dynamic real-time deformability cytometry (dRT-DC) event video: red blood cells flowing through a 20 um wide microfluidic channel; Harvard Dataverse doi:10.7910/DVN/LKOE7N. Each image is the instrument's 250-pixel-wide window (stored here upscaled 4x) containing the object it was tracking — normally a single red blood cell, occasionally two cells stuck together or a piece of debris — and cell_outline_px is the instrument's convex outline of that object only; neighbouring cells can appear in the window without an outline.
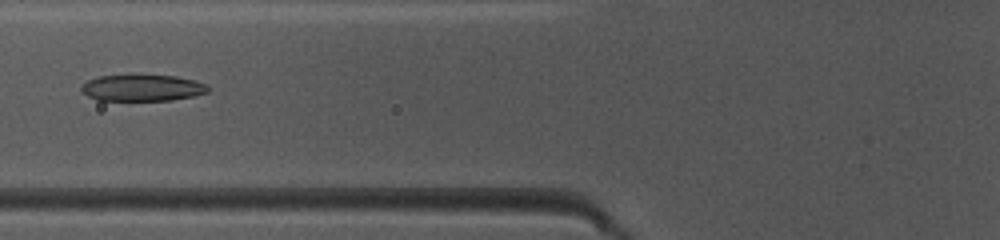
{"species": "common noctule bat (a hibernating species)", "species_latin": "Nyctalus noctula", "temperature_condition": "warm", "stored_images_in_passage": 35, "camera_frame_rate_fps": 3000, "um_per_image_px": 0.085, "animal": {"sex": "female", "body_mass_g": 10.0, "forearm_length_mm": 53.1}, "frame": {"image": 1, "passage_image": 6, "time_ms": 1.667, "image_size_px": [1000, 240], "cell_outline_px": [[208, 92], [192, 96], [172, 100], [96, 100], [88, 96], [80, 88], [88, 80], [100, 76], [176, 76], [196, 80], [208, 84]], "centroid_in_image_um": [12.13, 7.48], "position_along_channel_um": 113.7, "area_um2": 19.19}}
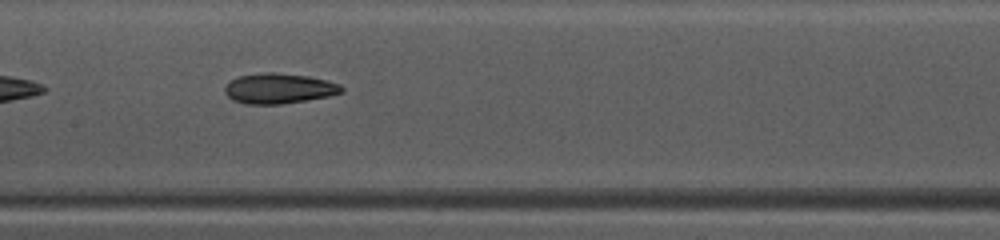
{"frame": {"image": 2, "passage_image": 11, "time_ms": 3.333, "image_size_px": [1000, 240], "cell_outline_px": [[344, 92], [332, 96], [280, 104], [244, 104], [232, 100], [224, 92], [224, 88], [232, 80], [240, 76], [268, 72], [272, 72], [308, 76], [340, 84], [344, 88]], "centroid_in_image_um": [23.74, 7.53], "position_along_channel_um": 183.7, "area_um2": 20.52}}
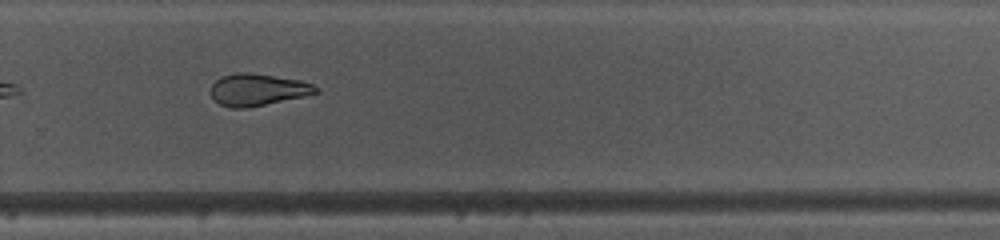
{"frame": {"image": 3, "passage_image": 20, "time_ms": 6.333, "image_size_px": [1000, 240], "cell_outline_px": [[320, 92], [304, 96], [248, 108], [228, 108], [220, 104], [212, 96], [212, 84], [220, 76], [236, 72], [248, 72], [300, 80], [312, 84]], "centroid_in_image_um": [21.88, 7.62], "position_along_channel_um": 307.9, "area_um2": 19.48}, "authors_computed_cell_mechanics": {"area_um2": 20.5768, "velocity_mm_per_s": 4.1544, "shape_relaxation_time_tau1_ms": 3.4477, "shape_relaxation_time_tau2_ms": 3.4132, "deformation_change_tau1": 0.1564, "deformation_change_tau2": 0.1089}}